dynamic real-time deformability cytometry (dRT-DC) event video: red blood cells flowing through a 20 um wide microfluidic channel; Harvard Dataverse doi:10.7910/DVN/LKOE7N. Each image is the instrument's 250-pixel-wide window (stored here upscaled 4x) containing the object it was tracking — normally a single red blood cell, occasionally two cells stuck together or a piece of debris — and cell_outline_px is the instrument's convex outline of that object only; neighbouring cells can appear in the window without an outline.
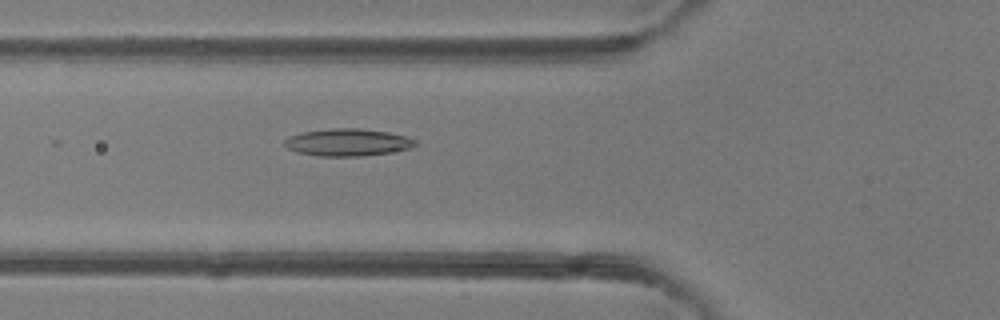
{"species": "common noctule bat (a hibernating species)", "species_latin": "Nyctalus noctula", "temperature_condition": "room temperature", "stored_images_in_passage": 18, "camera_frame_rate_fps": 3000, "um_per_image_px": 0.085, "animal": {"sex": "female"}, "frame": {"image": 1, "passage_image": 9, "time_ms": 2.667, "image_size_px": [1000, 320], "cell_outline_px": [[416, 144], [412, 148], [388, 152], [360, 156], [320, 156], [296, 152], [288, 148], [284, 144], [284, 140], [288, 136], [300, 132], [332, 128], [360, 128], [388, 132], [404, 136], [416, 140]], "centroid_in_image_um": [29.51, 12.09], "position_along_channel_um": 96.3, "area_um2": 20.75}}
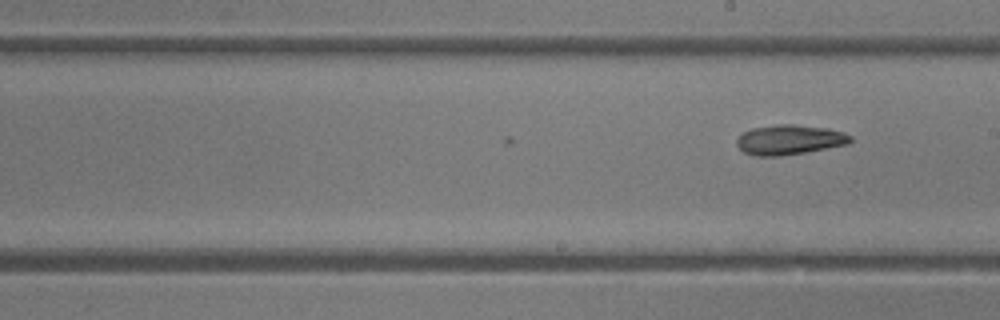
{"frame": {"image": 2, "passage_image": 18, "time_ms": 5.667, "image_size_px": [1000, 320], "cell_outline_px": [[852, 140], [848, 144], [804, 152], [780, 156], [756, 156], [744, 152], [736, 144], [736, 140], [744, 132], [752, 128], [776, 124], [792, 124], [828, 128], [844, 132], [852, 136]], "centroid_in_image_um": [67.11, 11.87], "position_along_channel_um": 221.9, "area_um2": 19.71}}